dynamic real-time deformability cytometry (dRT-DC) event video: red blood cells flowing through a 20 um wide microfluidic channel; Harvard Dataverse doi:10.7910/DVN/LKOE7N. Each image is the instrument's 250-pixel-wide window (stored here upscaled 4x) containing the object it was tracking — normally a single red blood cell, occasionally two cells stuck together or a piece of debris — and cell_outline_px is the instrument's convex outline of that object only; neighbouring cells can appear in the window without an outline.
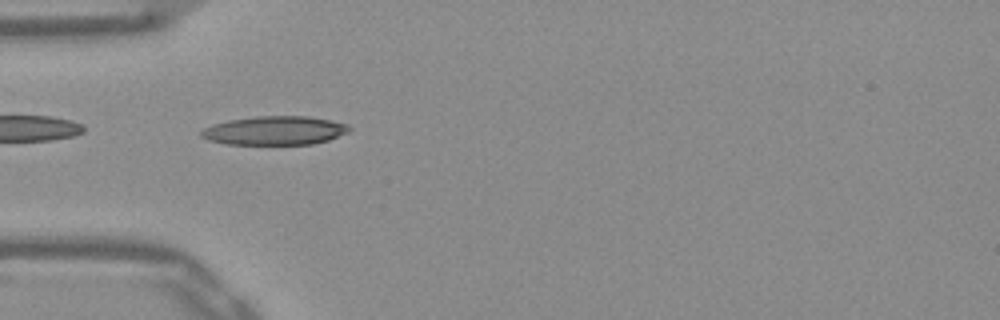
{"species": "Egyptian fruit bat (a non-hibernating species)", "species_latin": "Rousettus aegyptiacus", "temperature_condition": "warm", "stored_images_in_passage": 38, "camera_frame_rate_fps": 3000, "um_per_image_px": 0.085, "frame": {"image": 1, "passage_image": 2, "time_ms": 0.333, "image_size_px": [1000, 320], "cell_outline_px": [[352, 128], [348, 132], [328, 140], [312, 144], [228, 144], [208, 140], [200, 136], [200, 132], [204, 128], [212, 124], [228, 120], [256, 116], [308, 116], [348, 124]], "centroid_in_image_um": [23.34, 11.09], "position_along_channel_um": 61.7, "area_um2": 24.8}}
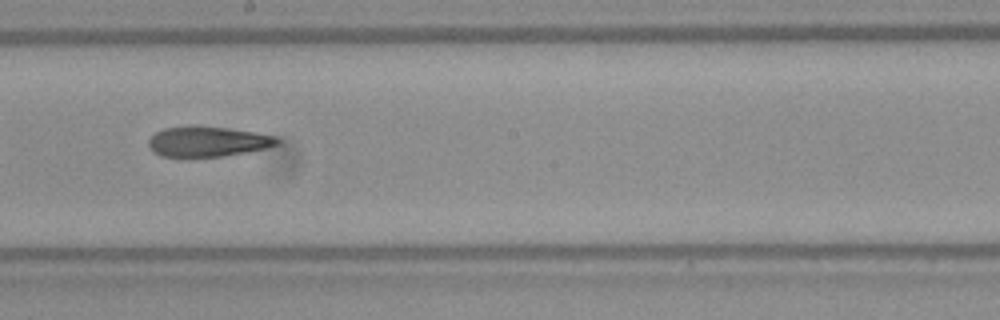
{"frame": {"image": 2, "passage_image": 15, "time_ms": 4.667, "image_size_px": [1000, 320], "cell_outline_px": [[280, 140], [276, 144], [264, 148], [248, 152], [220, 156], [160, 156], [148, 144], [148, 140], [156, 132], [164, 128], [228, 128], [256, 132], [276, 136]], "centroid_in_image_um": [17.7, 12.05], "position_along_channel_um": 230.5, "area_um2": 21.68}}
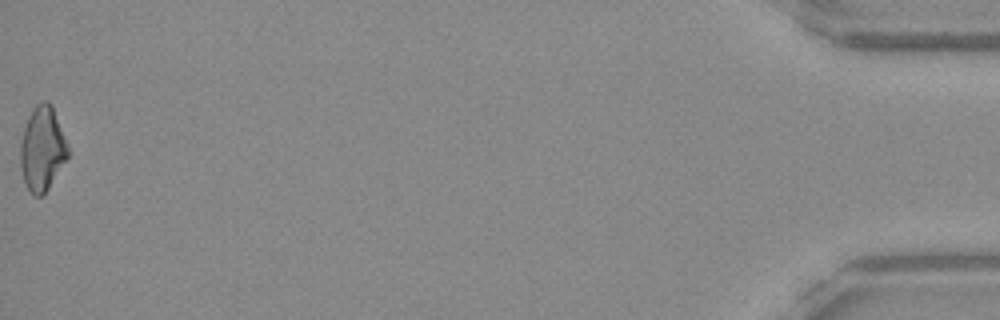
{"frame": {"image": 3, "passage_image": 38, "time_ms": 12.333, "image_size_px": [1000, 320], "cell_outline_px": [[68, 156], [48, 188], [40, 196], [32, 196], [24, 180], [20, 168], [20, 144], [24, 128], [28, 116], [32, 108], [36, 104], [44, 100], [48, 100], [52, 104], [68, 148]], "centroid_in_image_um": [3.56, 12.61], "position_along_channel_um": 431.6, "area_um2": 23.12}}